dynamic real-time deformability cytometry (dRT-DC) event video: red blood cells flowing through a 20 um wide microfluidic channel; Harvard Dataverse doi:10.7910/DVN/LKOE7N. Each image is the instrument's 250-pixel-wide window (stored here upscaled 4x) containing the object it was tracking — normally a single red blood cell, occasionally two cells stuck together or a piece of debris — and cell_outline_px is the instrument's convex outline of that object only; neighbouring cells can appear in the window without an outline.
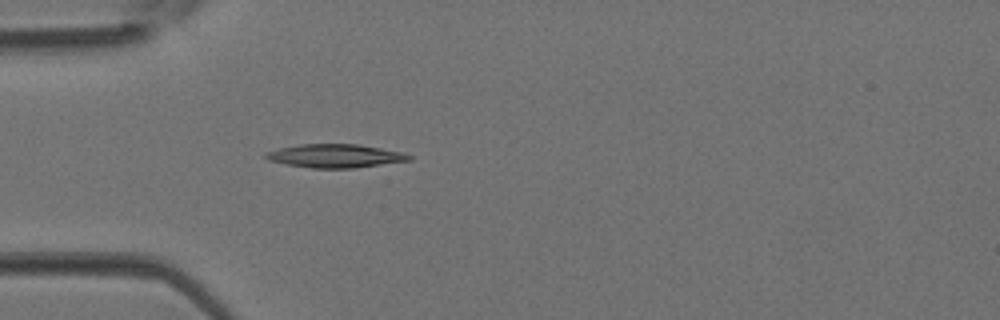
{"species": "Egyptian fruit bat (a non-hibernating species)", "species_latin": "Rousettus aegyptiacus", "temperature_condition": "room temperature", "stored_images_in_passage": 4, "camera_frame_rate_fps": 3000, "um_per_image_px": 0.085, "animal": {"sex": "female"}, "frame": {"image": 1, "passage_image": 4, "time_ms": 1.0, "image_size_px": [1000, 320], "cell_outline_px": [[412, 160], [352, 168], [312, 168], [284, 164], [268, 160], [264, 156], [268, 152], [280, 148], [300, 144], [356, 144], [404, 152], [412, 156]], "centroid_in_image_um": [28.5, 13.25], "position_along_channel_um": 56.5, "area_um2": 19.48}}